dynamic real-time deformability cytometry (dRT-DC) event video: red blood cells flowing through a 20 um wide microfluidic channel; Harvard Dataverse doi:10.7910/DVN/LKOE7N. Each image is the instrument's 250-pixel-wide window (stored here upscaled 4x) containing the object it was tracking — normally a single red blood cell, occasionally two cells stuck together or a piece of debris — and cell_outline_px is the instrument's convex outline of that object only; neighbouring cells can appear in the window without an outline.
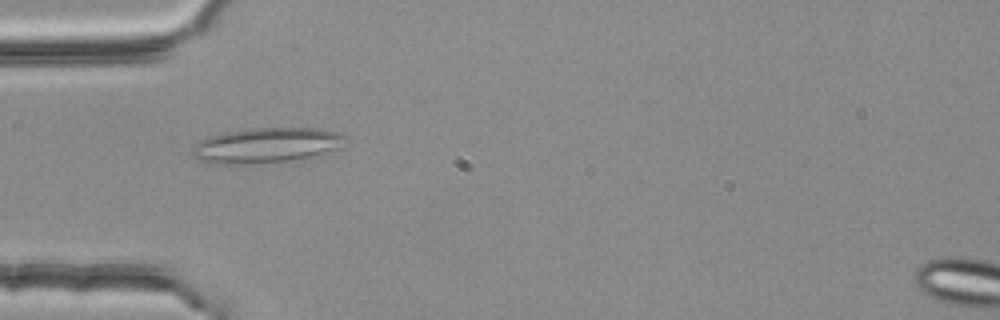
{"species": "common noctule bat (a hibernating species)", "species_latin": "Nyctalus noctula", "temperature_condition": "room temperature", "stored_images_in_passage": 32, "camera_frame_rate_fps": 3000, "um_per_image_px": 0.085, "animal": {"sex": "female", "body_mass_g": 25.1}, "frame": {"image": 1, "passage_image": 1, "time_ms": 0.0, "image_size_px": [1000, 320], "cell_outline_px": [[348, 136], [340, 148], [308, 156], [284, 160], [232, 164], [212, 164], [192, 156], [188, 152], [200, 140], [208, 136], [224, 132], [248, 128], [320, 128], [340, 132]], "centroid_in_image_um": [22.6, 12.31], "position_along_channel_um": 62.4, "area_um2": 31.1}}
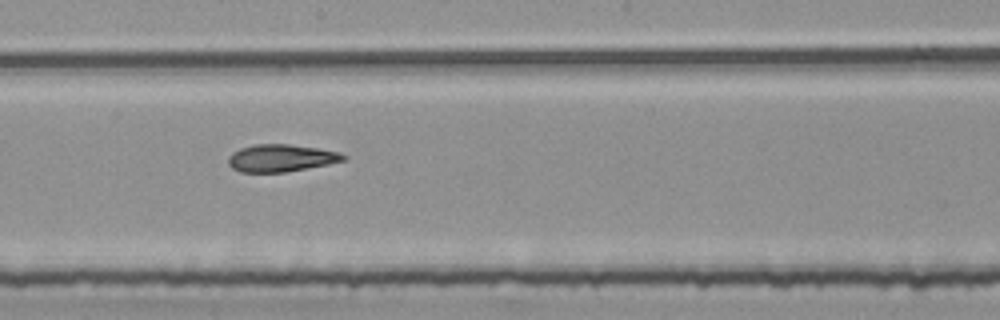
{"frame": {"image": 2, "passage_image": 14, "time_ms": 4.333, "image_size_px": [1000, 320], "cell_outline_px": [[348, 160], [328, 164], [284, 172], [240, 172], [232, 168], [228, 164], [228, 156], [232, 152], [240, 148], [256, 144], [288, 144], [316, 148], [340, 152], [348, 156]], "centroid_in_image_um": [23.89, 13.43], "position_along_channel_um": 224.3, "area_um2": 18.38}}
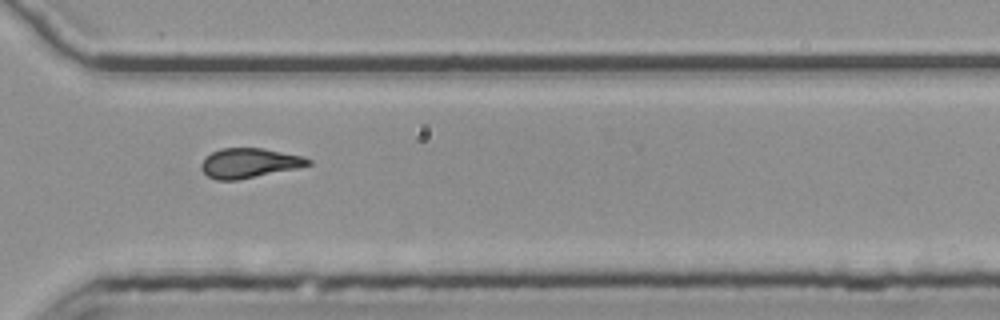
{"frame": {"image": 3, "passage_image": 24, "time_ms": 7.667, "image_size_px": [1000, 320], "cell_outline_px": [[312, 164], [296, 168], [236, 180], [216, 180], [208, 176], [200, 168], [200, 164], [212, 152], [220, 148], [260, 148], [304, 156], [312, 160]], "centroid_in_image_um": [21.18, 13.85], "position_along_channel_um": 349.4, "area_um2": 18.26}, "authors_computed_cell_mechanics": {"area_um2": 18.5827, "velocity_mm_per_s": 3.7653, "shape_relaxation_time_tau1_ms": null, "shape_relaxation_time_tau2_ms": 3.9402, "deformation_change_tau1": null, "deformation_change_tau2": 0.1368}}